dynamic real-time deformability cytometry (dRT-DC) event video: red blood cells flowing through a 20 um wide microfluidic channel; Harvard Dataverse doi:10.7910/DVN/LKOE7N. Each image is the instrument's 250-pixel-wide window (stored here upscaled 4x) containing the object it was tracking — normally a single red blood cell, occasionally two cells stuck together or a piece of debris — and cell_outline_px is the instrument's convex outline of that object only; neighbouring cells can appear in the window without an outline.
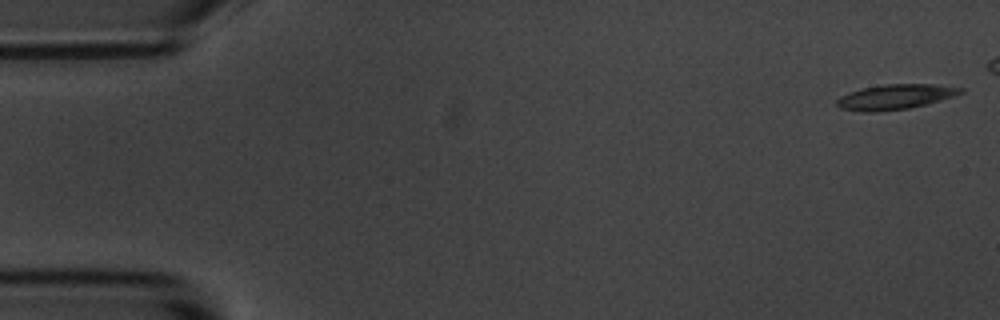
{"species": "common noctule bat (a hibernating species)", "species_latin": "Nyctalus noctula", "temperature_condition": "room temperature", "stored_images_in_passage": 47, "camera_frame_rate_fps": 3000, "um_per_image_px": 0.085, "animal": {"sex": "male", "body_mass_g": 20.1, "forearm_length_mm": 53.5}, "frame": {"image": 1, "passage_image": 1, "time_ms": 0.0, "image_size_px": [1000, 320], "cell_outline_px": [[964, 92], [940, 100], [908, 108], [880, 112], [860, 112], [840, 108], [836, 104], [836, 100], [840, 96], [848, 92], [860, 88], [884, 84], [932, 84], [964, 88]], "centroid_in_image_um": [76.02, 8.23], "position_along_channel_um": 9.0, "area_um2": 18.09}}
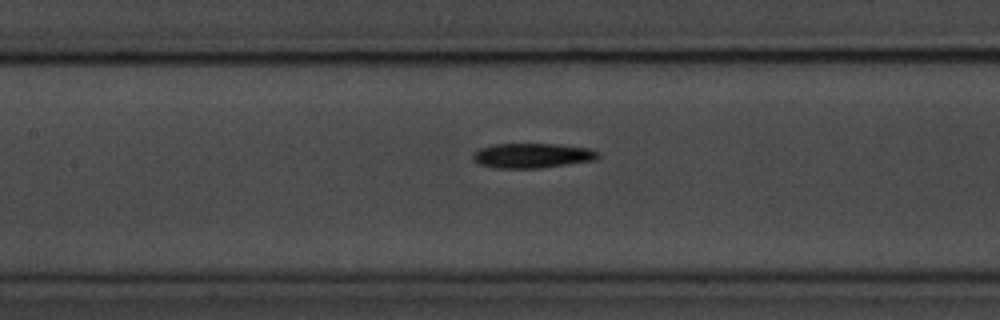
{"frame": {"image": 2, "passage_image": 24, "time_ms": 7.667, "image_size_px": [1000, 320], "cell_outline_px": [[600, 156], [596, 160], [536, 168], [496, 168], [480, 164], [472, 160], [472, 152], [480, 148], [496, 144], [560, 144], [592, 148], [600, 152]], "centroid_in_image_um": [45.26, 13.21], "position_along_channel_um": 162.1, "area_um2": 18.21}}
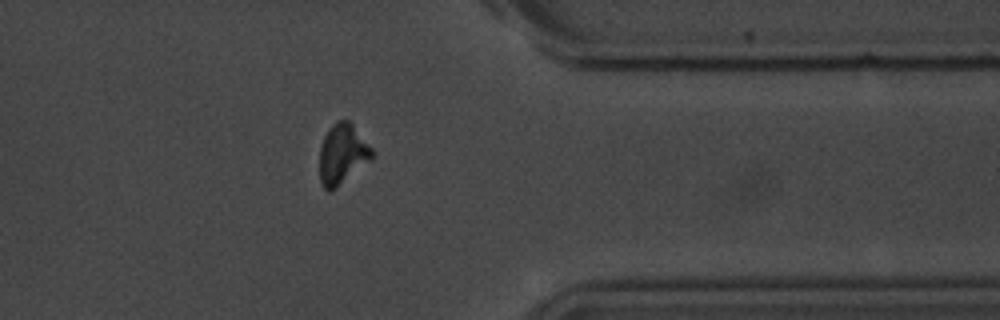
{"frame": {"image": 3, "passage_image": 43, "time_ms": 14.0, "image_size_px": [1000, 320], "cell_outline_px": [[376, 156], [372, 160], [336, 188], [328, 192], [320, 184], [320, 148], [324, 136], [328, 128], [336, 120], [348, 120], [352, 124], [376, 152]], "centroid_in_image_um": [29.13, 13.11], "position_along_channel_um": 382.3, "area_um2": 18.73}}